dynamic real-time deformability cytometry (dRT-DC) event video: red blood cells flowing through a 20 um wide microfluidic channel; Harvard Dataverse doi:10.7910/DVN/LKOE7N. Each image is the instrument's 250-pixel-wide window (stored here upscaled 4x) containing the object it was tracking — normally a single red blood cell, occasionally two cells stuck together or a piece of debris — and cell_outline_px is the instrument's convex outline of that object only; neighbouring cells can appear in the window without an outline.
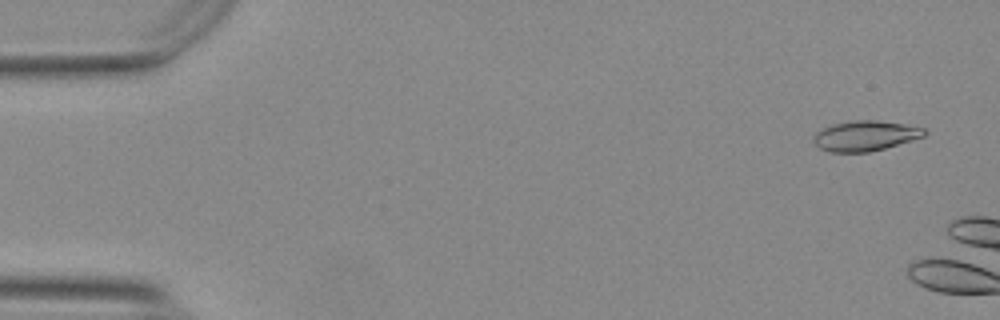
{"species": "Egyptian fruit bat (a non-hibernating species)", "species_latin": "Rousettus aegyptiacus", "temperature_condition": "warm", "stored_images_in_passage": 7, "camera_frame_rate_fps": 3000, "um_per_image_px": 0.085, "animal": {"sex": "female"}, "frame": {"image": 1, "passage_image": 3, "time_ms": 0.667, "image_size_px": [1000, 320], "cell_outline_px": [[928, 132], [924, 136], [912, 140], [884, 148], [868, 152], [828, 152], [820, 148], [812, 140], [812, 136], [816, 132], [832, 124], [856, 120], [876, 120], [904, 124], [924, 128]], "centroid_in_image_um": [73.53, 11.54], "position_along_channel_um": 11.5, "area_um2": 19.42}}